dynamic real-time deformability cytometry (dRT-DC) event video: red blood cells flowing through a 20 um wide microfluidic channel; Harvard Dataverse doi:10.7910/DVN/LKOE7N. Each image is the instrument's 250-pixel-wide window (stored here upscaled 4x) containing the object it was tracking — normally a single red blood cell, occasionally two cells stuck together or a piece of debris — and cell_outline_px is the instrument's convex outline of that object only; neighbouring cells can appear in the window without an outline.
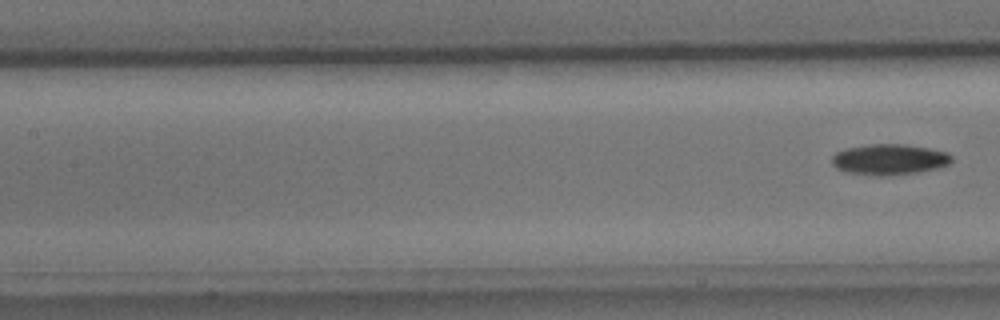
{"species": "common noctule bat (a hibernating species)", "species_latin": "Nyctalus noctula", "temperature_condition": "cold", "stored_images_in_passage": 8, "segment_of_instrument_passage": [2, 2], "camera_frame_rate_fps": 3000, "um_per_image_px": 0.085, "animal": {"sex": "male", "body_mass_g": 15.6}, "frame": {"image": 1, "passage_image": 8, "time_ms": 8.333, "image_size_px": [1000, 320], "cell_outline_px": [[952, 160], [948, 164], [940, 168], [920, 172], [884, 176], [880, 176], [848, 172], [836, 168], [832, 164], [832, 156], [836, 152], [844, 148], [868, 144], [908, 144], [932, 148], [948, 152], [952, 156]], "centroid_in_image_um": [75.62, 13.54], "position_along_channel_um": 131.8, "area_um2": 21.79}}